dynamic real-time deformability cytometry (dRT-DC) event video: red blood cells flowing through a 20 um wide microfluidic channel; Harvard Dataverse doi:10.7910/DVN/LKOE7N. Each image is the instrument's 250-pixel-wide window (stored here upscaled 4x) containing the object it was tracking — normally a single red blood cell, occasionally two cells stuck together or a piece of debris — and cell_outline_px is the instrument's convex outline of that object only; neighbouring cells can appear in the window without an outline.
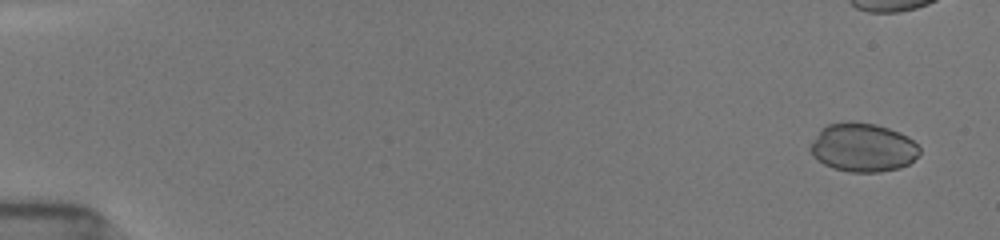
{"species": "common noctule bat (a hibernating species)", "species_latin": "Nyctalus noctula", "temperature_condition": "room temperature", "stored_images_in_passage": 43, "camera_frame_rate_fps": 3000, "um_per_image_px": 0.085, "animal": {"sex": "female", "body_mass_g": 19.5, "forearm_length_mm": 54.1}, "frame": {"image": 1, "passage_image": 3, "time_ms": 0.667, "image_size_px": [1000, 240], "cell_outline_px": [[920, 152], [908, 164], [900, 168], [880, 172], [848, 172], [832, 168], [824, 164], [808, 148], [812, 140], [820, 128], [828, 124], [848, 120], [852, 120], [876, 124], [900, 132], [908, 136], [920, 148]], "centroid_in_image_um": [73.33, 12.51], "position_along_channel_um": 11.7, "area_um2": 31.21}}
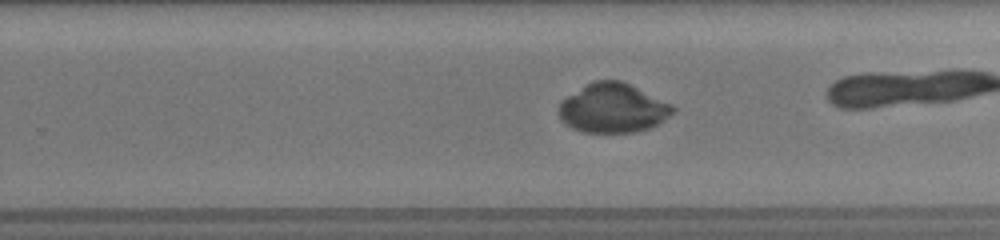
{"frame": {"image": 2, "passage_image": 35, "time_ms": 11.333, "image_size_px": [1000, 240], "cell_outline_px": [[676, 112], [656, 124], [648, 128], [636, 132], [584, 132], [572, 128], [560, 120], [560, 100], [592, 80], [620, 80], [672, 104], [676, 108]], "centroid_in_image_um": [52.09, 9.18], "position_along_channel_um": 277.7, "area_um2": 32.6}}